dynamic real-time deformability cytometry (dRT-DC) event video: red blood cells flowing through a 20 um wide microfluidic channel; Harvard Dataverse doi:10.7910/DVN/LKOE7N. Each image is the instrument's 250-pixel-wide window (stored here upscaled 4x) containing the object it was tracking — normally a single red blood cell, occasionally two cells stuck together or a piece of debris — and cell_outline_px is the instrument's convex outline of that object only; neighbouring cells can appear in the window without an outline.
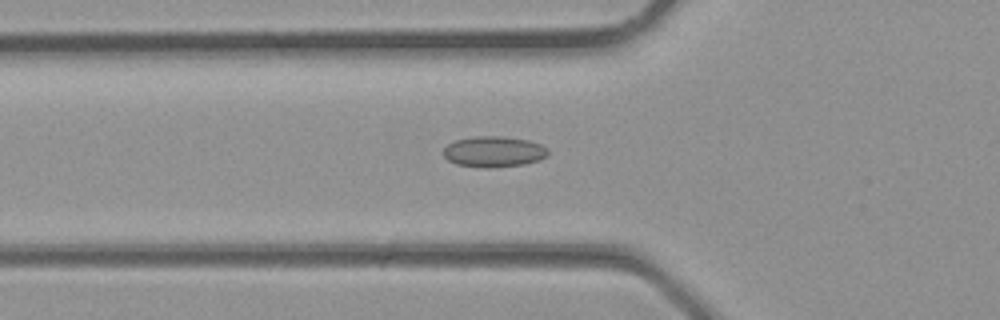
{"species": "common noctule bat (a hibernating species)", "species_latin": "Nyctalus noctula", "temperature_condition": "room temperature", "stored_images_in_passage": 26, "camera_frame_rate_fps": 3000, "um_per_image_px": 0.085, "animal": {"sex": "male", "body_mass_g": 23.1, "forearm_length_mm": 52.7}, "frame": {"image": 1, "passage_image": 5, "time_ms": 1.333, "image_size_px": [1000, 320], "cell_outline_px": [[548, 156], [540, 160], [524, 164], [488, 168], [484, 168], [456, 164], [448, 160], [444, 156], [444, 148], [448, 144], [456, 140], [476, 136], [504, 136], [528, 140], [540, 144], [548, 148]], "centroid_in_image_um": [42.0, 12.89], "position_along_channel_um": 83.8, "area_um2": 18.84}}
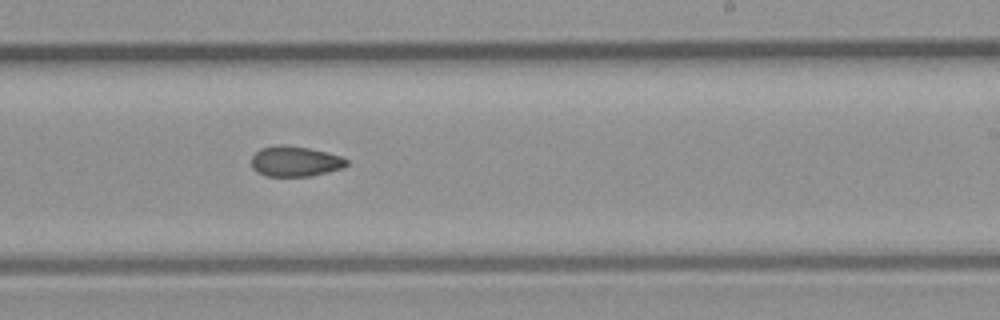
{"frame": {"image": 2, "passage_image": 14, "time_ms": 4.333, "image_size_px": [1000, 320], "cell_outline_px": [[348, 164], [344, 168], [312, 176], [268, 176], [256, 172], [252, 168], [252, 156], [260, 148], [308, 148], [328, 152], [340, 156], [348, 160]], "centroid_in_image_um": [25.14, 13.77], "position_along_channel_um": 263.9, "area_um2": 16.24}}
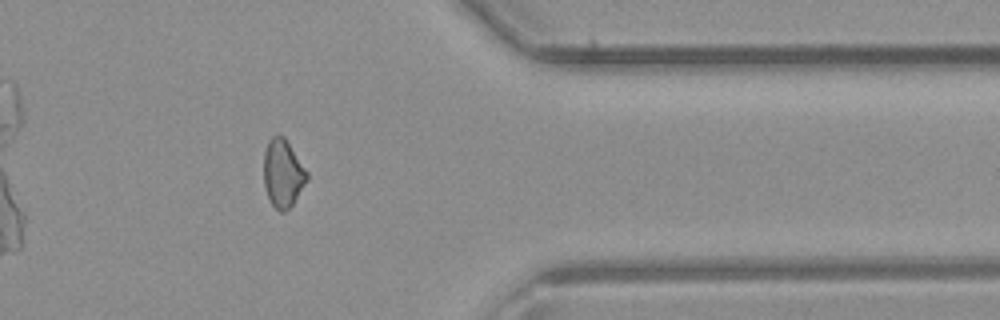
{"frame": {"image": 3, "passage_image": 21, "time_ms": 6.667, "image_size_px": [1000, 320], "cell_outline_px": [[308, 180], [292, 204], [284, 212], [280, 212], [268, 200], [264, 184], [264, 152], [268, 140], [272, 136], [284, 136], [308, 172]], "centroid_in_image_um": [24.04, 14.73], "position_along_channel_um": 387.4, "area_um2": 17.05}}